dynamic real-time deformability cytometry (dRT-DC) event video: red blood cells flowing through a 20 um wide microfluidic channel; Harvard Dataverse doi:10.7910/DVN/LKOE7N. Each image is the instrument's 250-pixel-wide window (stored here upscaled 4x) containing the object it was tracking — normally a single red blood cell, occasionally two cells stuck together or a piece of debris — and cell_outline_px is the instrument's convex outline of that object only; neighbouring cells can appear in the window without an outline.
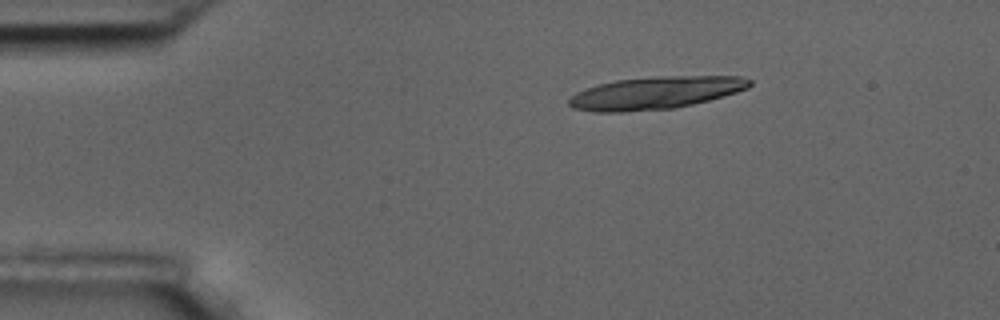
{"species": "common noctule bat (a hibernating species)", "species_latin": "Nyctalus noctula", "temperature_condition": "room temperature", "stored_images_in_passage": 5, "camera_frame_rate_fps": 3000, "um_per_image_px": 0.085, "animal": {"sex": "male", "body_mass_g": 17.5, "forearm_length_mm": 52.3}, "frame": {"image": 1, "passage_image": 1, "time_ms": 0.0, "image_size_px": [1000, 320], "cell_outline_px": [[752, 84], [748, 88], [724, 96], [692, 104], [672, 108], [624, 112], [592, 112], [572, 108], [568, 104], [568, 100], [576, 92], [600, 84], [616, 80], [660, 76], [740, 76], [752, 80]], "centroid_in_image_um": [55.71, 7.89], "position_along_channel_um": 29.3, "area_um2": 34.1}}